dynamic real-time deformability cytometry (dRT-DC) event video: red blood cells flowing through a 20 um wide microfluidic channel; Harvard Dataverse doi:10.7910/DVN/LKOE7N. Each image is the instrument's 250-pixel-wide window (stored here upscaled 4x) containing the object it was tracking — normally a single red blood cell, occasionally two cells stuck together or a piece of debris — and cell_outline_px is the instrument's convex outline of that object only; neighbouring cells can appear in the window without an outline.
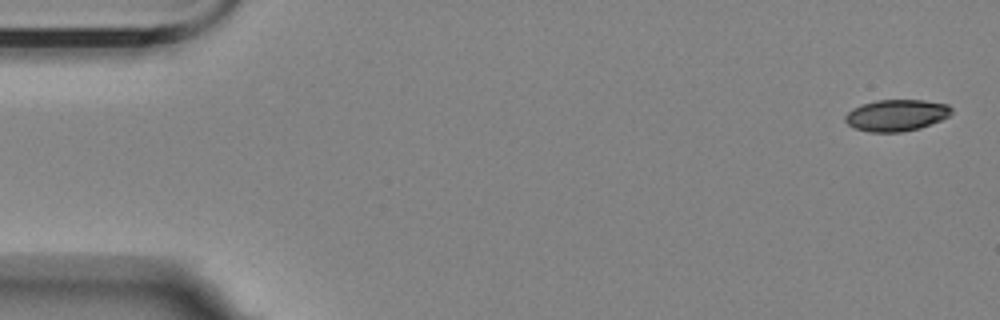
{"species": "Egyptian fruit bat (a non-hibernating species)", "species_latin": "Rousettus aegyptiacus", "temperature_condition": "room temperature", "stored_images_in_passage": 9, "camera_frame_rate_fps": 3000, "um_per_image_px": 0.085, "animal": {"sex": "female"}, "frame": {"image": 1, "passage_image": 1, "time_ms": 0.0, "image_size_px": [1000, 320], "cell_outline_px": [[952, 112], [948, 116], [940, 120], [920, 128], [900, 132], [868, 132], [856, 128], [848, 124], [844, 120], [844, 116], [852, 108], [860, 104], [876, 100], [924, 100], [948, 104], [952, 108]], "centroid_in_image_um": [76.17, 9.79], "position_along_channel_um": 8.8, "area_um2": 19.59}}
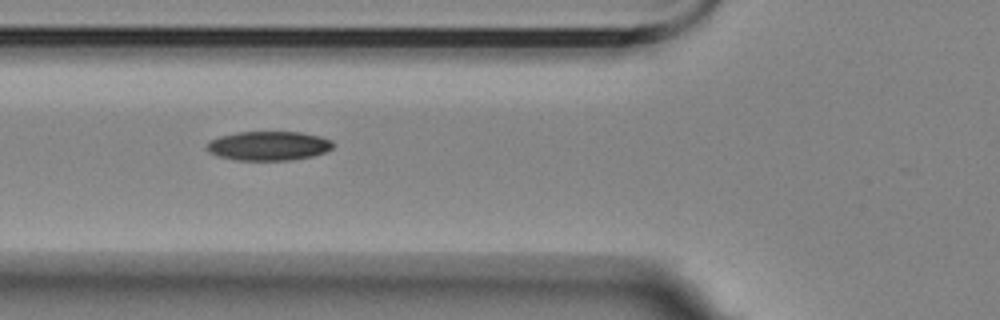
{"frame": {"image": 2, "passage_image": 6, "time_ms": 6.333, "image_size_px": [1000, 320], "cell_outline_px": [[332, 148], [324, 152], [312, 156], [288, 160], [236, 160], [220, 156], [208, 152], [204, 148], [208, 140], [220, 136], [236, 132], [300, 132], [320, 136], [332, 140]], "centroid_in_image_um": [22.78, 12.39], "position_along_channel_um": 103.0, "area_um2": 21.5}}
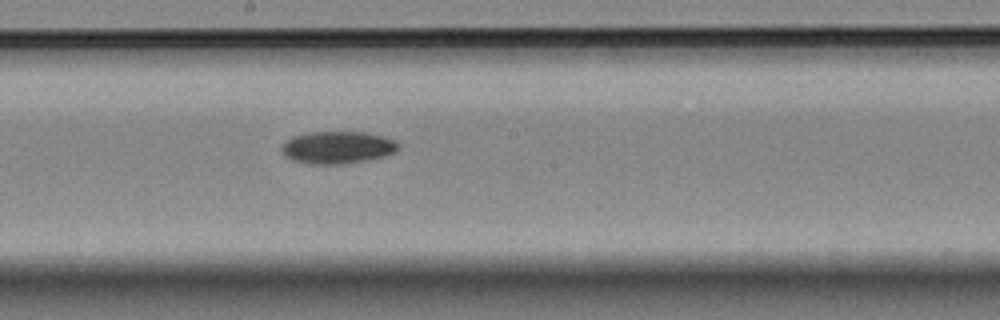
{"frame": {"image": 3, "passage_image": 9, "time_ms": 9.667, "image_size_px": [1000, 320], "cell_outline_px": [[400, 148], [396, 152], [384, 156], [344, 164], [308, 164], [292, 160], [284, 156], [280, 148], [292, 136], [308, 132], [364, 132], [384, 136], [396, 140], [400, 144]], "centroid_in_image_um": [28.71, 12.53], "position_along_channel_um": 219.5, "area_um2": 22.2}}